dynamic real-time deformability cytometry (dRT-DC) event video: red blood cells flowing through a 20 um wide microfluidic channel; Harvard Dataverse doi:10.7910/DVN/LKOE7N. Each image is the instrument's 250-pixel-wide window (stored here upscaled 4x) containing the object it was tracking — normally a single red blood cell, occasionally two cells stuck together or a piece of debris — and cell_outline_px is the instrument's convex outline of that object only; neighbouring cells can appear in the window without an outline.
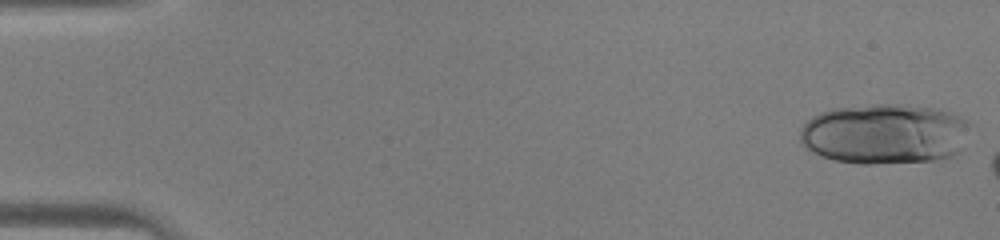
{"species": "human", "species_latin": "Homo sapiens", "temperature_condition": "warm", "stored_images_in_passage": 6, "camera_frame_rate_fps": 3000, "um_per_image_px": 0.085, "donor": {"sex": "male"}, "frame": {"image": 1, "passage_image": 1, "time_ms": 0.0, "image_size_px": [1000, 240], "cell_outline_px": [[968, 124], [964, 148], [952, 156], [932, 160], [872, 164], [860, 164], [836, 160], [812, 152], [800, 144], [800, 128], [812, 116], [820, 112], [832, 108], [872, 104], [900, 104], [932, 108], [948, 112], [964, 120]], "centroid_in_image_um": [75.15, 11.38], "position_along_channel_um": 9.9, "area_um2": 59.82}}